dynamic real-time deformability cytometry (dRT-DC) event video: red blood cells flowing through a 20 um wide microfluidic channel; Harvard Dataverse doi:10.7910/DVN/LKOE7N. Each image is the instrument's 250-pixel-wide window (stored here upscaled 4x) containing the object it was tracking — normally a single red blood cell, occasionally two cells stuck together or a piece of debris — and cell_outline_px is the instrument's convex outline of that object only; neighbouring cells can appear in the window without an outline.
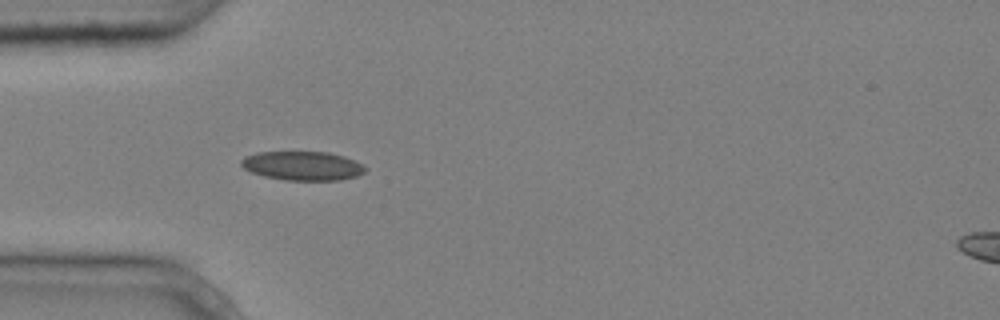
{"species": "common noctule bat (a hibernating species)", "species_latin": "Nyctalus noctula", "temperature_condition": "cold", "stored_images_in_passage": 6, "camera_frame_rate_fps": 3000, "um_per_image_px": 0.085, "animal": {"sex": "male", "body_mass_g": 20.4}, "frame": {"image": 1, "passage_image": 5, "time_ms": 1.333, "image_size_px": [1000, 320], "cell_outline_px": [[368, 168], [364, 172], [356, 176], [340, 180], [284, 180], [264, 176], [252, 172], [244, 168], [240, 164], [240, 160], [244, 156], [256, 152], [328, 152], [344, 156], [364, 164]], "centroid_in_image_um": [25.72, 14.09], "position_along_channel_um": 59.3, "area_um2": 21.1}}